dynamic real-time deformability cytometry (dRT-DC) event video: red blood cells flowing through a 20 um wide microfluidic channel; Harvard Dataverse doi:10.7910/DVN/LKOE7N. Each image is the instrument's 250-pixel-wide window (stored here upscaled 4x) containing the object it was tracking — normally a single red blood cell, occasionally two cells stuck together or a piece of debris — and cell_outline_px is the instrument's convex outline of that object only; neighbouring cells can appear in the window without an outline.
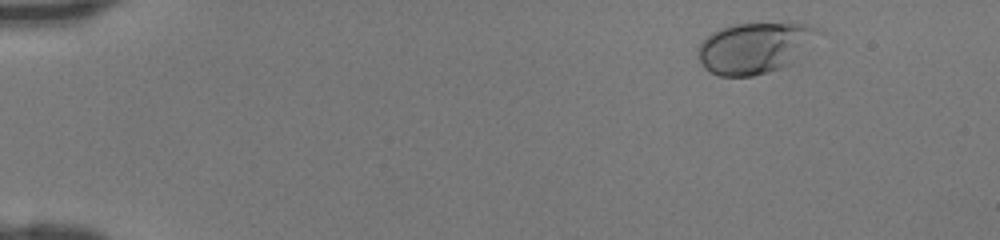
{"species": "human", "species_latin": "Homo sapiens", "temperature_condition": "room temperature", "stored_images_in_passage": 42, "camera_frame_rate_fps": 3000, "um_per_image_px": 0.085, "donor": {"sex": "female"}, "frame": {"image": 1, "passage_image": 2, "time_ms": 0.333, "image_size_px": [1000, 240], "cell_outline_px": [[824, 32], [792, 64], [768, 72], [752, 76], [720, 76], [708, 72], [704, 68], [696, 56], [696, 48], [712, 32], [720, 28], [732, 24], [788, 20], [792, 20], [816, 28]], "centroid_in_image_um": [64.19, 4.02], "position_along_channel_um": 20.8, "area_um2": 37.05}}
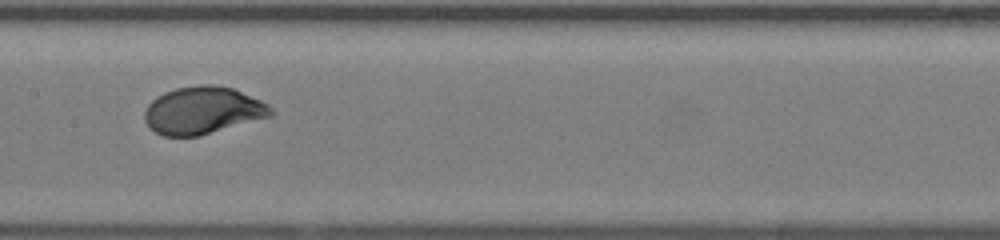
{"frame": {"image": 2, "passage_image": 21, "time_ms": 6.667, "image_size_px": [1000, 240], "cell_outline_px": [[276, 112], [272, 116], [200, 136], [164, 136], [156, 132], [144, 120], [144, 112], [148, 104], [156, 96], [164, 92], [176, 88], [200, 84], [212, 84], [232, 88], [260, 100], [268, 104]], "centroid_in_image_um": [17.25, 9.38], "position_along_channel_um": 190.2, "area_um2": 34.97}}
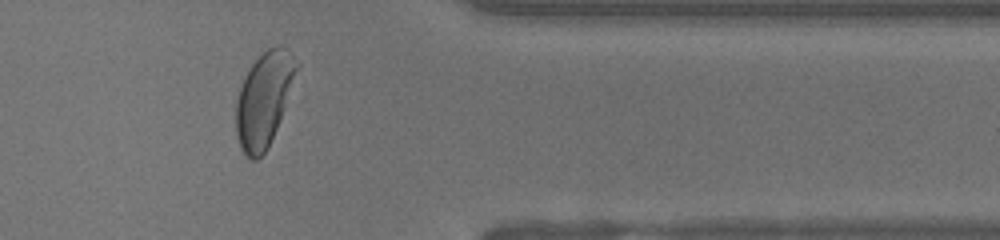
{"frame": {"image": 3, "passage_image": 35, "time_ms": 11.333, "image_size_px": [1000, 240], "cell_outline_px": [[300, 64], [280, 120], [268, 148], [256, 160], [252, 160], [240, 148], [236, 136], [236, 100], [244, 76], [252, 64], [268, 48], [276, 44], [280, 44], [288, 48]], "centroid_in_image_um": [22.45, 8.41], "position_along_channel_um": 389.0, "area_um2": 33.29}}